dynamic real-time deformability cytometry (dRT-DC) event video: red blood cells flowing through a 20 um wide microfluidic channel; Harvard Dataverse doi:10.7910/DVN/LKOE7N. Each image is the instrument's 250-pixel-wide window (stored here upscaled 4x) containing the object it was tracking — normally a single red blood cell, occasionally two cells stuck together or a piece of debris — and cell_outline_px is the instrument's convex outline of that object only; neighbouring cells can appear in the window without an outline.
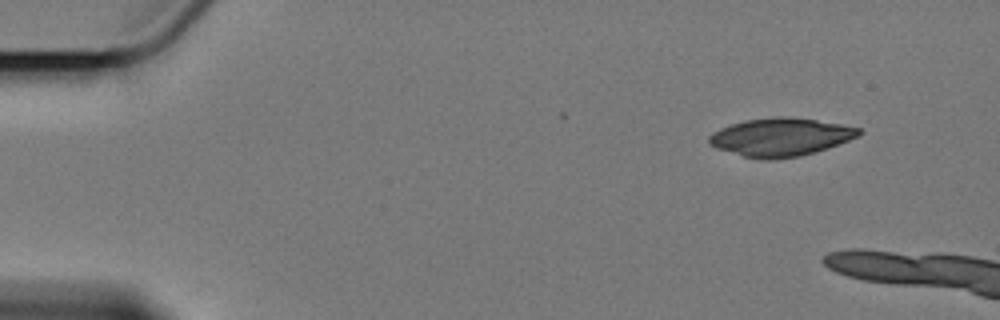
{"species": "Egyptian fruit bat (a non-hibernating species)", "species_latin": "Rousettus aegyptiacus", "temperature_condition": "cold", "stored_images_in_passage": 3, "camera_frame_rate_fps": 3000, "um_per_image_px": 0.085, "animal": {"sex": "female"}, "frame": {"image": 1, "passage_image": 1, "time_ms": 0.0, "image_size_px": [1000, 320], "cell_outline_px": [[864, 132], [860, 136], [828, 148], [800, 156], [768, 160], [744, 156], [716, 148], [708, 144], [708, 136], [720, 128], [732, 124], [748, 120], [780, 116], [784, 116], [816, 120], [840, 124], [860, 128]], "centroid_in_image_um": [66.37, 11.65], "position_along_channel_um": 18.6, "area_um2": 33.06}}